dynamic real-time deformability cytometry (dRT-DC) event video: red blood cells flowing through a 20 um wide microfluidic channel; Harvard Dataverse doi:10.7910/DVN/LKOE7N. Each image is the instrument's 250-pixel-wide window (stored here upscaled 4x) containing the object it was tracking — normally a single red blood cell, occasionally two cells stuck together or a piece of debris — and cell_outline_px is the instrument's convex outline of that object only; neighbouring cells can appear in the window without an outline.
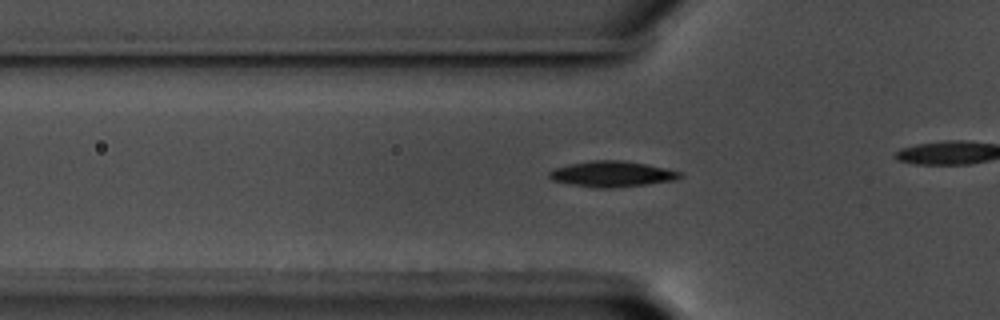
{"species": "common noctule bat (a hibernating species)", "species_latin": "Nyctalus noctula", "temperature_condition": "warm", "stored_images_in_passage": 47, "camera_frame_rate_fps": 3000, "um_per_image_px": 0.085, "animal": {"sex": "male", "body_mass_g": 17.5, "forearm_length_mm": 52.3}, "frame": {"image": 1, "passage_image": 20, "time_ms": 6.333, "image_size_px": [1000, 320], "cell_outline_px": [[684, 176], [676, 180], [648, 184], [612, 188], [596, 188], [572, 184], [552, 180], [548, 176], [548, 172], [552, 168], [568, 164], [592, 160], [624, 160], [648, 164], [684, 172]], "centroid_in_image_um": [52.05, 14.78], "position_along_channel_um": 73.7, "area_um2": 19.94}}
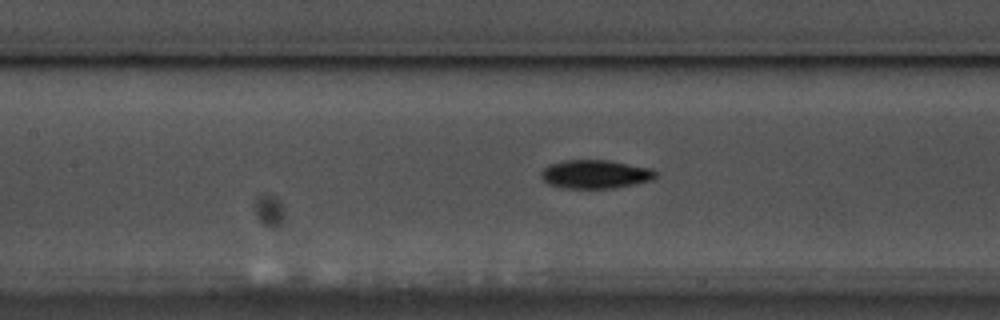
{"frame": {"image": 2, "passage_image": 27, "time_ms": 8.667, "image_size_px": [1000, 320], "cell_outline_px": [[656, 176], [652, 180], [612, 188], [564, 188], [548, 184], [540, 176], [540, 172], [548, 164], [564, 160], [608, 160], [652, 168], [656, 172]], "centroid_in_image_um": [50.57, 14.8], "position_along_channel_um": 156.8, "area_um2": 19.07}}
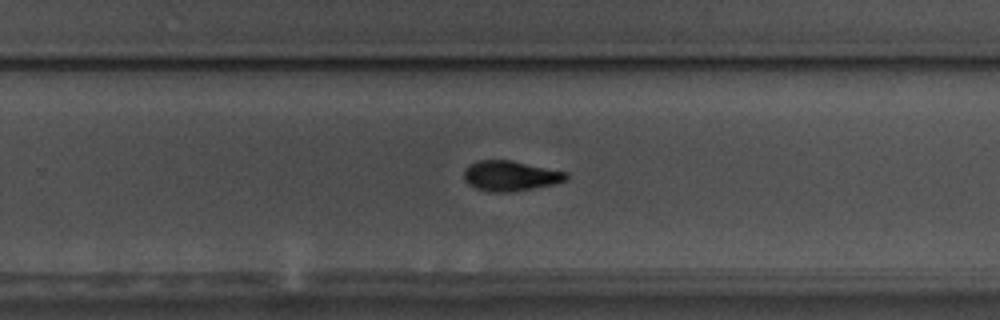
{"frame": {"image": 3, "passage_image": 38, "time_ms": 12.333, "image_size_px": [1000, 320], "cell_outline_px": [[568, 180], [552, 184], [512, 192], [488, 192], [476, 188], [468, 184], [464, 180], [464, 168], [468, 164], [476, 160], [512, 160], [568, 172]], "centroid_in_image_um": [43.35, 14.94], "position_along_channel_um": 286.4, "area_um2": 18.21}}